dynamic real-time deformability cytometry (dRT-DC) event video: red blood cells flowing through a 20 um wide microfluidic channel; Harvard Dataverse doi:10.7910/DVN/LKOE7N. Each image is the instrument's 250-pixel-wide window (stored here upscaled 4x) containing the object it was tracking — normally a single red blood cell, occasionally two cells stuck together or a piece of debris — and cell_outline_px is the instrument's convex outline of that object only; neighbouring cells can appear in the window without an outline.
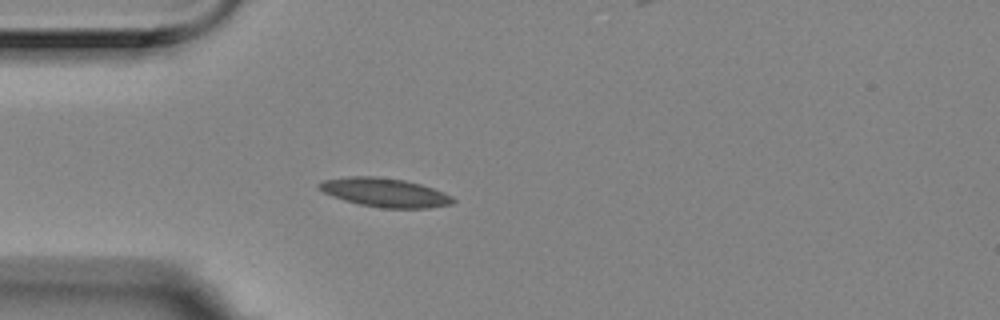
{"species": "Egyptian fruit bat (a non-hibernating species)", "species_latin": "Rousettus aegyptiacus", "temperature_condition": "room temperature", "stored_images_in_passage": 6, "camera_frame_rate_fps": 3000, "um_per_image_px": 0.085, "animal": {"sex": "female"}, "frame": {"image": 1, "passage_image": 5, "time_ms": 1.333, "image_size_px": [1000, 320], "cell_outline_px": [[456, 200], [452, 204], [428, 208], [380, 208], [360, 204], [344, 200], [332, 196], [316, 188], [316, 184], [324, 180], [348, 176], [376, 176], [404, 180], [420, 184], [444, 192], [452, 196]], "centroid_in_image_um": [32.69, 16.36], "position_along_channel_um": 52.3, "area_um2": 22.6}}